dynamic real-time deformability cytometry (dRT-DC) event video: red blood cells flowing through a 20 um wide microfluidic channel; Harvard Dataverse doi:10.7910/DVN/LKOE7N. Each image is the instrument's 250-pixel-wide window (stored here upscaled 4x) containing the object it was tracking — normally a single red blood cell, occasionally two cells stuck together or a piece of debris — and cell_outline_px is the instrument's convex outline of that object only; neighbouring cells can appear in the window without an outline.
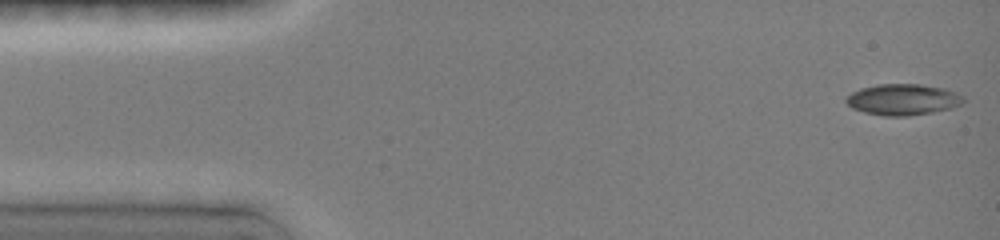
{"species": "common noctule bat (a hibernating species)", "species_latin": "Nyctalus noctula", "temperature_condition": "room temperature", "stored_images_in_passage": 11, "camera_frame_rate_fps": 3000, "um_per_image_px": 0.085, "animal": {"sex": "female", "body_mass_g": 19.0, "forearm_length_mm": 51.5}, "frame": {"image": 1, "passage_image": 1, "time_ms": 0.0, "image_size_px": [1000, 240], "cell_outline_px": [[964, 100], [960, 104], [952, 108], [932, 112], [908, 116], [884, 116], [864, 112], [852, 108], [844, 100], [852, 92], [860, 88], [876, 84], [920, 84], [944, 88], [956, 92], [964, 96]], "centroid_in_image_um": [76.74, 8.46], "position_along_channel_um": 8.3, "area_um2": 21.33}}
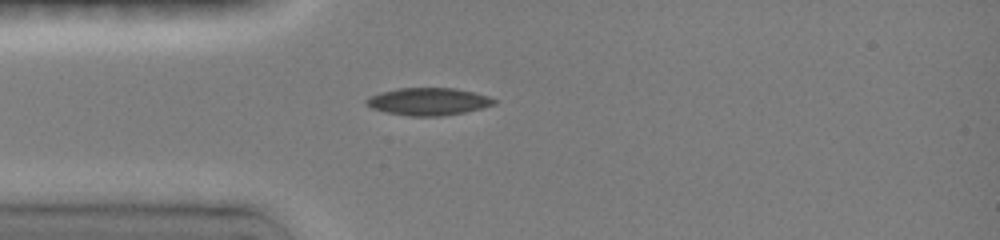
{"frame": {"image": 2, "passage_image": 7, "time_ms": 3.667, "image_size_px": [1000, 240], "cell_outline_px": [[496, 104], [464, 112], [440, 116], [408, 116], [384, 112], [372, 108], [364, 104], [364, 100], [380, 92], [400, 88], [452, 88], [472, 92], [488, 96], [496, 100]], "centroid_in_image_um": [36.37, 8.63], "position_along_channel_um": 48.6, "area_um2": 20.29}}